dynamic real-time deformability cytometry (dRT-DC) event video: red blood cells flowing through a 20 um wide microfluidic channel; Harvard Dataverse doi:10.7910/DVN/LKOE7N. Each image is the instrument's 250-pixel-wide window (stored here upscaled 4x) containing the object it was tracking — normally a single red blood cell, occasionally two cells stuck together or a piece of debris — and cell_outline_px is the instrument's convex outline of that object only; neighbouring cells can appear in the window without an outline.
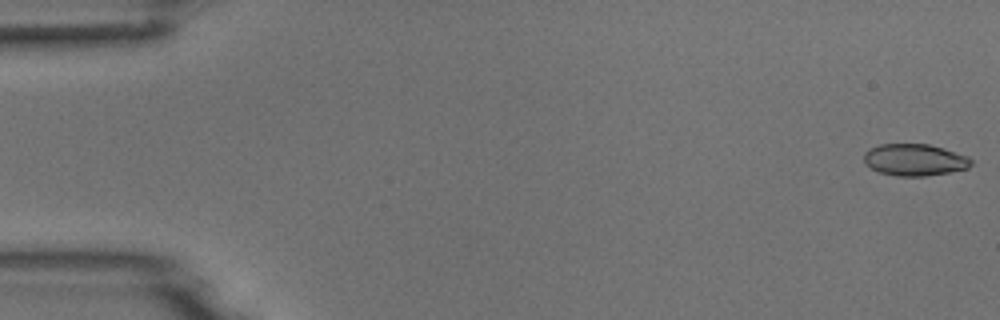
{"species": "common noctule bat (a hibernating species)", "species_latin": "Nyctalus noctula", "temperature_condition": "room temperature", "stored_images_in_passage": 53, "camera_frame_rate_fps": 3000, "um_per_image_px": 0.085, "animal": {"sex": "male", "body_mass_g": 18.8}, "frame": {"image": 1, "passage_image": 1, "time_ms": 0.0, "image_size_px": [1000, 320], "cell_outline_px": [[972, 164], [968, 168], [948, 172], [924, 176], [896, 176], [880, 172], [864, 164], [864, 152], [868, 148], [880, 144], [928, 144], [944, 148], [968, 156], [972, 160]], "centroid_in_image_um": [77.73, 13.58], "position_along_channel_um": 7.3, "area_um2": 19.94}}
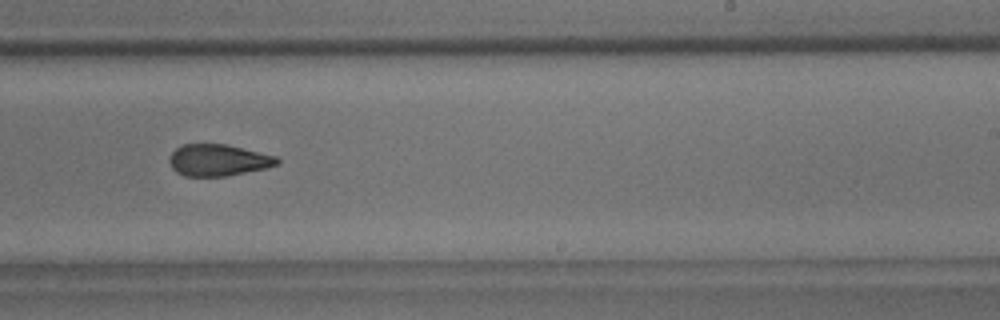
{"frame": {"image": 2, "passage_image": 33, "time_ms": 10.667, "image_size_px": [1000, 320], "cell_outline_px": [[280, 164], [268, 168], [228, 176], [184, 176], [176, 172], [172, 168], [168, 160], [172, 152], [176, 148], [184, 144], [228, 144], [276, 156], [280, 160]], "centroid_in_image_um": [18.57, 13.62], "position_along_channel_um": 270.4, "area_um2": 20.11}}
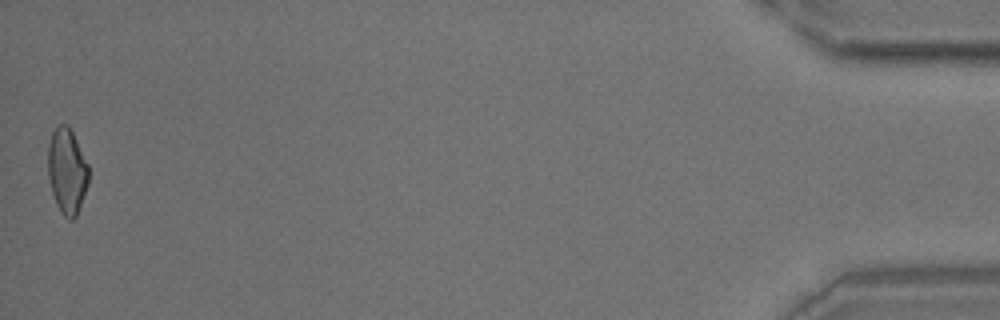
{"frame": {"image": 3, "passage_image": 53, "time_ms": 17.333, "image_size_px": [1000, 320], "cell_outline_px": [[88, 184], [76, 216], [72, 220], [68, 220], [60, 212], [56, 204], [52, 192], [48, 176], [48, 144], [52, 132], [60, 124], [68, 124], [88, 164]], "centroid_in_image_um": [5.68, 14.55], "position_along_channel_um": 429.5, "area_um2": 20.17}}